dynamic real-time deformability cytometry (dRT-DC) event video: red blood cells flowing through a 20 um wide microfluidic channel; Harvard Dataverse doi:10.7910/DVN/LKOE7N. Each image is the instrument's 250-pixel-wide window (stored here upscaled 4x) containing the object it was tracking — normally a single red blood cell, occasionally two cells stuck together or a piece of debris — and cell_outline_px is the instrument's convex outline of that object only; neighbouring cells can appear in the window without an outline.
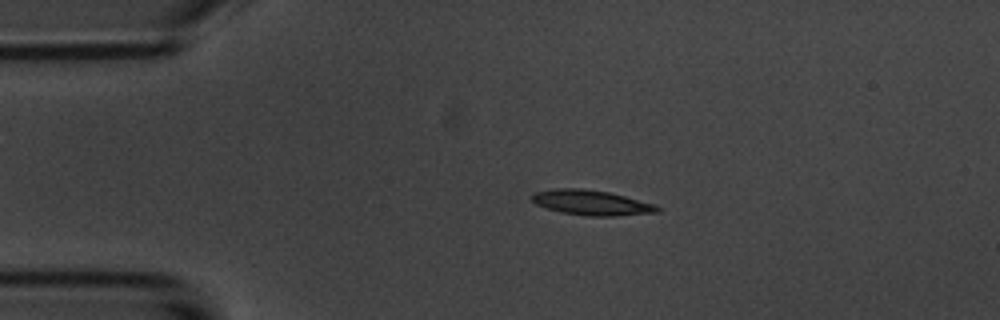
{"species": "common noctule bat (a hibernating species)", "species_latin": "Nyctalus noctula", "temperature_condition": "room temperature", "stored_images_in_passage": 3, "camera_frame_rate_fps": 3000, "um_per_image_px": 0.085, "animal": {"sex": "male", "body_mass_g": 20.1, "forearm_length_mm": 53.5}, "frame": {"image": 1, "passage_image": 1, "time_ms": 0.0, "image_size_px": [1000, 320], "cell_outline_px": [[660, 212], [616, 216], [588, 216], [560, 212], [536, 204], [528, 196], [532, 192], [556, 188], [584, 188], [608, 192], [656, 204], [660, 208]], "centroid_in_image_um": [50.25, 17.22], "position_along_channel_um": 34.8, "area_um2": 18.5}}